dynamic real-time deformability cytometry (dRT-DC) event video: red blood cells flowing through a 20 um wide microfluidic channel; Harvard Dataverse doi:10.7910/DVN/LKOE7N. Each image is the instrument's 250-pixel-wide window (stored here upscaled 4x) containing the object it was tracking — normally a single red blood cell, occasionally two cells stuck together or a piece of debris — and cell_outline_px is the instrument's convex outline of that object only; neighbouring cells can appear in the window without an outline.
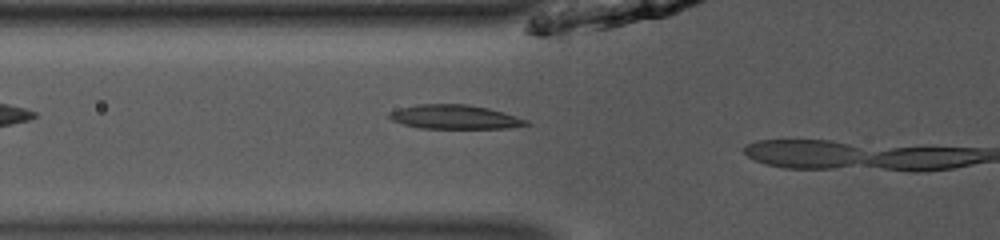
{"species": "common noctule bat (a hibernating species)", "species_latin": "Nyctalus noctula", "temperature_condition": "room temperature", "stored_images_in_passage": 5, "camera_frame_rate_fps": 3000, "um_per_image_px": 0.085, "animal": {"sex": "male", "body_mass_g": 13.0, "forearm_length_mm": 53.1}, "frame": {"image": 1, "passage_image": 4, "time_ms": 1.0, "image_size_px": [1000, 240], "cell_outline_px": [[532, 124], [508, 128], [420, 128], [404, 124], [392, 120], [388, 116], [388, 112], [400, 108], [416, 104], [464, 104], [488, 108], [504, 112], [528, 120]], "centroid_in_image_um": [38.66, 9.94], "position_along_channel_um": 87.1, "area_um2": 19.19}}